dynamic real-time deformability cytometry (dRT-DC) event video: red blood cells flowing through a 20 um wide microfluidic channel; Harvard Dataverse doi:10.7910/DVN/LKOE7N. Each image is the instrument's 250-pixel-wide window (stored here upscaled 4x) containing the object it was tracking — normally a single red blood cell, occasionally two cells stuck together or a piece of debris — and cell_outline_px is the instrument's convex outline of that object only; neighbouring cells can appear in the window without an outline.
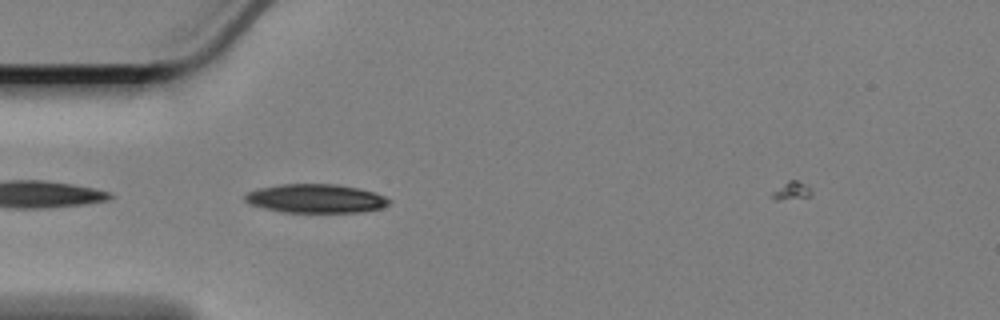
{"species": "Egyptian fruit bat (a non-hibernating species)", "species_latin": "Rousettus aegyptiacus", "temperature_condition": "cold", "stored_images_in_passage": 3, "camera_frame_rate_fps": 3000, "um_per_image_px": 0.085, "animal": {"sex": "female"}, "frame": {"image": 1, "passage_image": 2, "time_ms": 0.333, "image_size_px": [1000, 320], "cell_outline_px": [[392, 200], [388, 204], [380, 208], [360, 212], [284, 212], [264, 208], [252, 204], [244, 200], [244, 196], [248, 192], [260, 188], [280, 184], [336, 184], [360, 188], [376, 192]], "centroid_in_image_um": [26.87, 16.87], "position_along_channel_um": 58.1, "area_um2": 24.1}}